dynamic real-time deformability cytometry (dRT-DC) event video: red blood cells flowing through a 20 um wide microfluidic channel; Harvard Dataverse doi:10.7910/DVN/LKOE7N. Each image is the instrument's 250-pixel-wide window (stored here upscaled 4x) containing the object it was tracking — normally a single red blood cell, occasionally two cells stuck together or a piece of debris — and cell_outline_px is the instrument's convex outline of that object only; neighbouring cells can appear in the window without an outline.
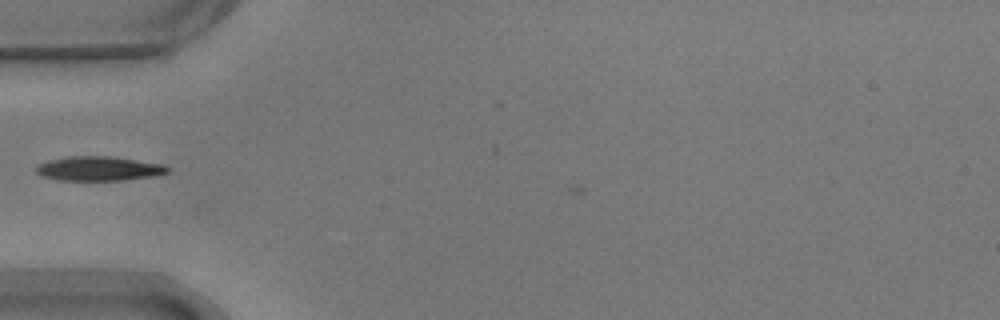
{"species": "common noctule bat (a hibernating species)", "species_latin": "Nyctalus noctula", "temperature_condition": "warm", "stored_images_in_passage": 3, "camera_frame_rate_fps": 3000, "um_per_image_px": 0.085, "animal": {"sex": "male", "body_mass_g": 17.9}, "frame": {"image": 1, "passage_image": 1, "time_ms": 0.0, "image_size_px": [1000, 320], "cell_outline_px": [[168, 172], [156, 176], [120, 180], [60, 180], [44, 176], [36, 172], [36, 168], [40, 164], [48, 160], [68, 156], [112, 156], [164, 164], [168, 168]], "centroid_in_image_um": [8.43, 14.32], "position_along_channel_um": 76.6, "area_um2": 18.55}}